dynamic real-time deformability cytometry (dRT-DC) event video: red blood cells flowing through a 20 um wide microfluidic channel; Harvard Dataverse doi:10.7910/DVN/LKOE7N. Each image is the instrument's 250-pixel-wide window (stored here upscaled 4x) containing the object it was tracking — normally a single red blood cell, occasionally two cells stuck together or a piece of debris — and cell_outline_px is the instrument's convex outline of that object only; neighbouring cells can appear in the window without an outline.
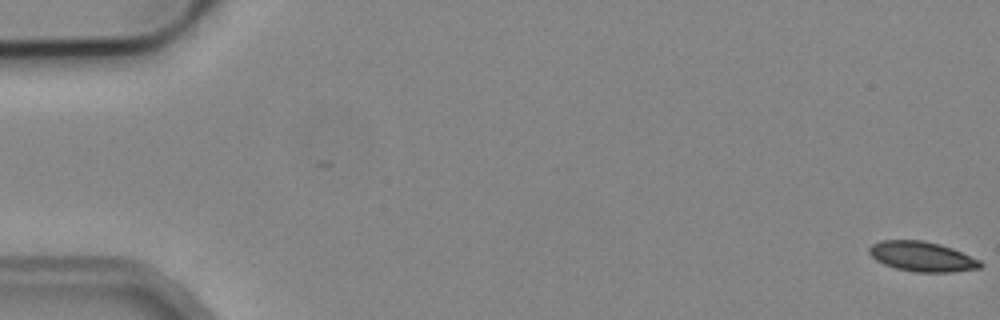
{"species": "common noctule bat (a hibernating species)", "species_latin": "Nyctalus noctula", "temperature_condition": "cold", "stored_images_in_passage": 4, "camera_frame_rate_fps": 3000, "um_per_image_px": 0.085, "animal": {"sex": "male", "body_mass_g": 19.2, "forearm_length_mm": 51.8}, "frame": {"image": 1, "passage_image": 1, "time_ms": 0.0, "image_size_px": [1000, 320], "cell_outline_px": [[984, 264], [980, 268], [952, 272], [916, 272], [896, 268], [884, 264], [876, 260], [868, 252], [868, 248], [872, 244], [880, 240], [920, 240], [940, 244], [952, 248], [980, 260]], "centroid_in_image_um": [78.37, 21.8], "position_along_channel_um": 6.6, "area_um2": 19.36}}